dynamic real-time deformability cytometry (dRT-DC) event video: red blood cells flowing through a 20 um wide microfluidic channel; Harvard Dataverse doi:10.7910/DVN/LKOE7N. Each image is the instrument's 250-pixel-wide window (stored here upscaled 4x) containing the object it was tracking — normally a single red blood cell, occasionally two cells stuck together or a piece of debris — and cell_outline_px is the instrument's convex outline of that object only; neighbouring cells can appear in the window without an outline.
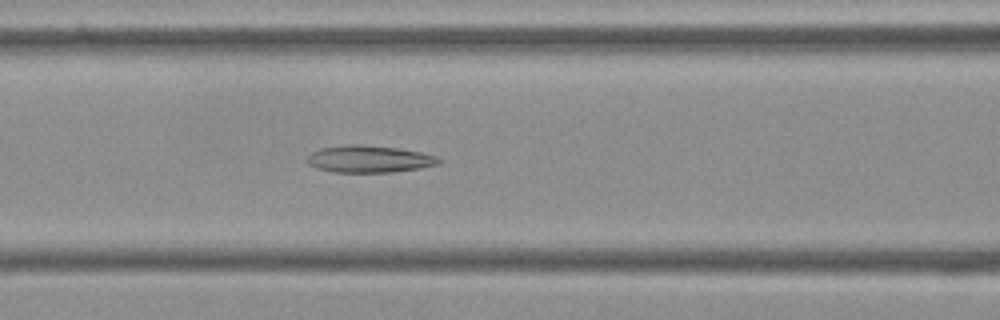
{"species": "Egyptian fruit bat (a non-hibernating species)", "species_latin": "Rousettus aegyptiacus", "temperature_condition": "cold", "stored_images_in_passage": 55, "camera_frame_rate_fps": 3000, "um_per_image_px": 0.085, "frame": {"image": 1, "passage_image": 23, "time_ms": 7.333, "image_size_px": [1000, 320], "cell_outline_px": [[440, 164], [420, 168], [392, 172], [332, 172], [316, 168], [308, 164], [308, 156], [312, 152], [320, 148], [348, 144], [360, 144], [400, 148], [420, 152], [436, 156], [440, 160]], "centroid_in_image_um": [31.37, 13.51], "position_along_channel_um": 135.2, "area_um2": 20.81}}
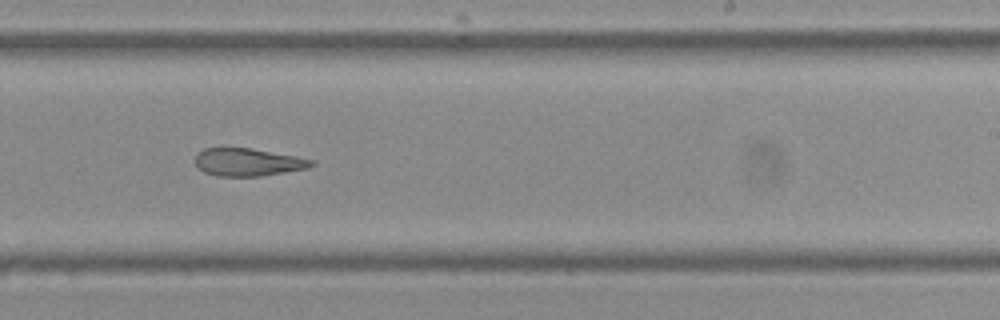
{"frame": {"image": 2, "passage_image": 34, "time_ms": 11.0, "image_size_px": [1000, 320], "cell_outline_px": [[316, 164], [308, 168], [260, 176], [216, 176], [204, 172], [196, 168], [196, 152], [204, 148], [220, 144], [252, 148], [296, 156], [316, 160]], "centroid_in_image_um": [21.0, 13.73], "position_along_channel_um": 268.0, "area_um2": 19.65}}
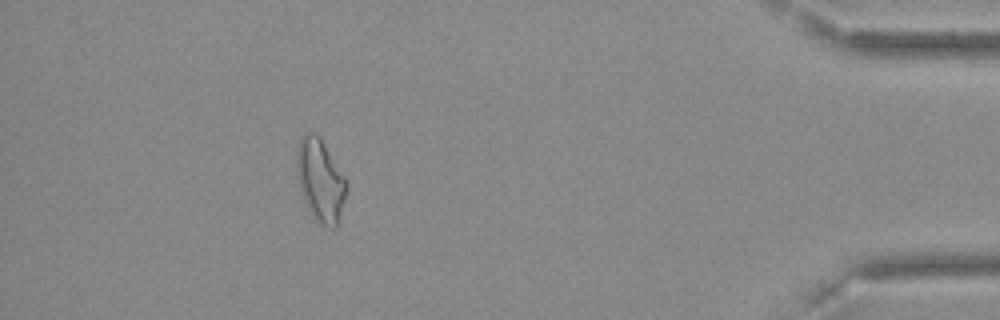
{"frame": {"image": 3, "passage_image": 50, "time_ms": 16.333, "image_size_px": [1000, 320], "cell_outline_px": [[348, 188], [336, 228], [332, 228], [320, 224], [316, 220], [308, 208], [304, 200], [300, 188], [296, 168], [296, 148], [300, 136], [304, 132], [312, 132], [320, 136], [344, 176], [348, 184]], "centroid_in_image_um": [27.22, 15.28], "position_along_channel_um": 408.0, "area_um2": 24.04}, "authors_computed_cell_mechanics": {"area_um2": 22.253, "velocity_mm_per_s": 3.6265, "shape_relaxation_time_tau1_ms": null, "shape_relaxation_time_tau2_ms": 10.2661, "deformation_change_tau1": null, "deformation_change_tau2": 0.2333}}